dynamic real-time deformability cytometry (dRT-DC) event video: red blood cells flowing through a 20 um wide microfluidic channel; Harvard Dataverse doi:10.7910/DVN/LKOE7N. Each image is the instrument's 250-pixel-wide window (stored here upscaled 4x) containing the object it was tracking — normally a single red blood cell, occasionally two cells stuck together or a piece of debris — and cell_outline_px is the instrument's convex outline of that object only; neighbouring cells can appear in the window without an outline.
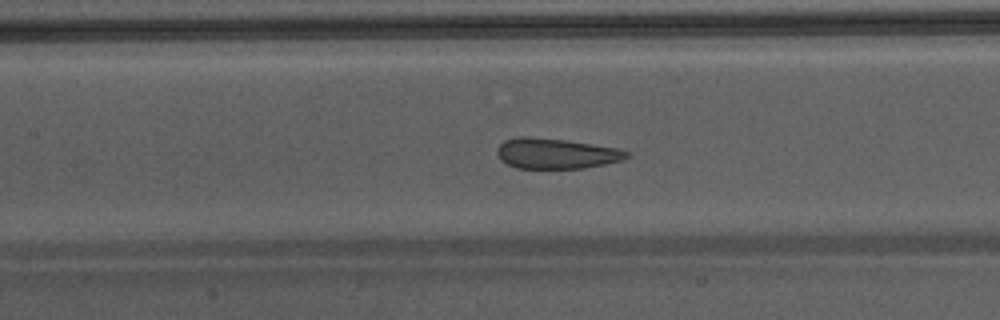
{"species": "Egyptian fruit bat (a non-hibernating species)", "species_latin": "Rousettus aegyptiacus", "temperature_condition": "warm", "stored_images_in_passage": 29, "camera_frame_rate_fps": 3000, "um_per_image_px": 0.085, "animal": {"sex": "male"}, "frame": {"image": 1, "passage_image": 14, "time_ms": 4.333, "image_size_px": [1000, 320], "cell_outline_px": [[628, 156], [620, 160], [604, 164], [584, 168], [516, 168], [500, 160], [496, 152], [496, 148], [504, 140], [520, 136], [528, 136], [564, 140], [592, 144], [616, 148], [628, 152]], "centroid_in_image_um": [47.19, 13.04], "position_along_channel_um": 160.2, "area_um2": 22.77}}
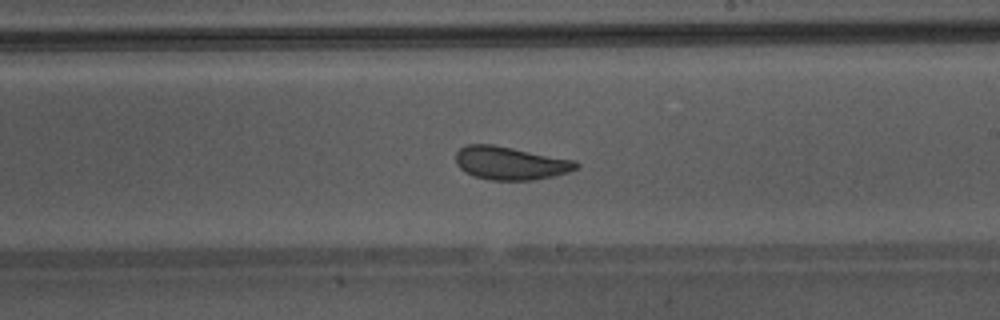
{"frame": {"image": 2, "passage_image": 20, "time_ms": 6.333, "image_size_px": [1000, 320], "cell_outline_px": [[580, 168], [568, 172], [552, 176], [532, 180], [492, 180], [472, 176], [464, 172], [456, 164], [456, 152], [464, 144], [492, 144], [576, 160], [580, 164]], "centroid_in_image_um": [43.38, 13.86], "position_along_channel_um": 245.6, "area_um2": 23.47}}
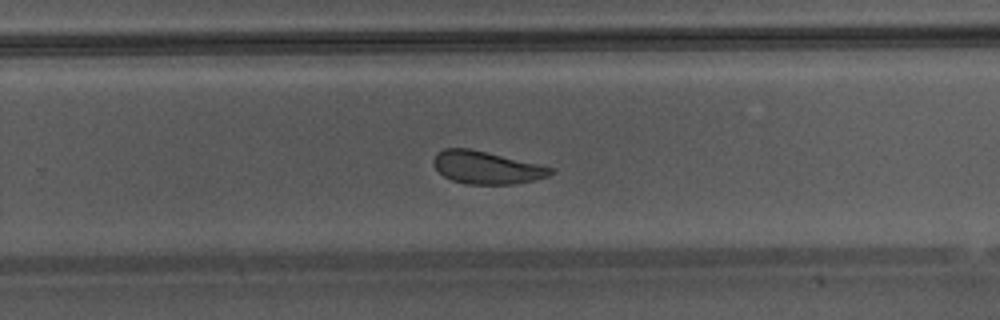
{"frame": {"image": 3, "passage_image": 23, "time_ms": 7.333, "image_size_px": [1000, 320], "cell_outline_px": [[552, 172], [548, 176], [532, 180], [512, 184], [464, 184], [452, 180], [444, 176], [436, 168], [432, 160], [436, 152], [444, 148], [468, 148], [540, 164], [552, 168]], "centroid_in_image_um": [41.31, 14.23], "position_along_channel_um": 288.5, "area_um2": 22.08}, "authors_computed_cell_mechanics": {"area_um2": 23.6402, "velocity_mm_per_s": 4.2926, "shape_relaxation_time_tau1_ms": null, "shape_relaxation_time_tau2_ms": 0.8167, "deformation_change_tau1": null, "deformation_change_tau2": 0.0332}}